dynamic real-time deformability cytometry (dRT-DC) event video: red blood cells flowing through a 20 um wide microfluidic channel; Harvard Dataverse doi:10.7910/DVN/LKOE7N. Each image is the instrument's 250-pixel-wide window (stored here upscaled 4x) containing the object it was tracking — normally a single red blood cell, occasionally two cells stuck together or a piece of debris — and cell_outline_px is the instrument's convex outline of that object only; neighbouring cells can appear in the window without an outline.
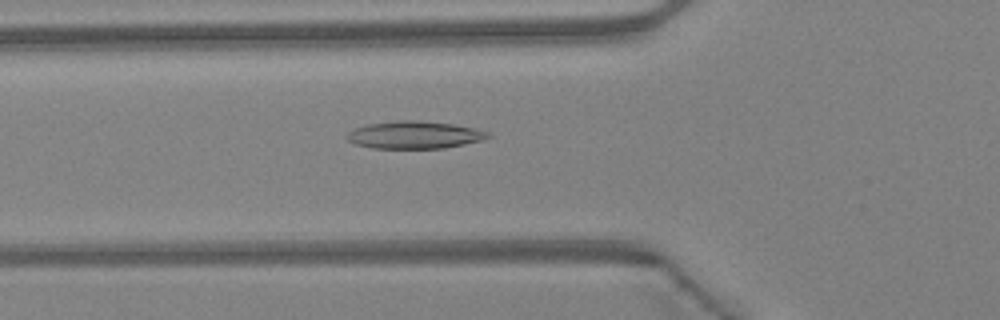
{"species": "Egyptian fruit bat (a non-hibernating species)", "species_latin": "Rousettus aegyptiacus", "temperature_condition": "warm", "stored_images_in_passage": 47, "camera_frame_rate_fps": 3000, "um_per_image_px": 0.085, "animal": {"sex": "female"}, "frame": {"image": 1, "passage_image": 17, "time_ms": 5.333, "image_size_px": [1000, 320], "cell_outline_px": [[492, 136], [480, 140], [464, 144], [444, 148], [372, 148], [356, 144], [348, 140], [344, 136], [348, 132], [356, 128], [368, 124], [396, 120], [420, 120], [452, 124], [476, 128], [488, 132]], "centroid_in_image_um": [35.22, 11.46], "position_along_channel_um": 90.6, "area_um2": 22.54}}
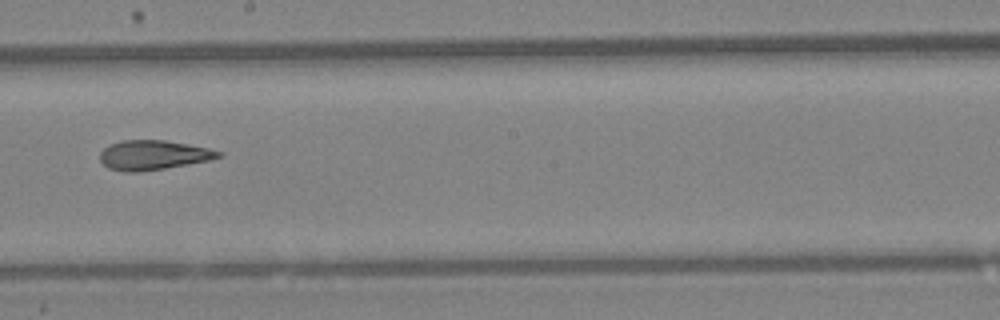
{"frame": {"image": 2, "passage_image": 27, "time_ms": 8.667, "image_size_px": [1000, 320], "cell_outline_px": [[224, 152], [220, 156], [208, 160], [164, 168], [140, 172], [128, 172], [108, 168], [100, 160], [100, 152], [104, 148], [120, 140], [164, 140], [188, 144], [208, 148]], "centroid_in_image_um": [13.0, 13.17], "position_along_channel_um": 235.2, "area_um2": 20.17}}
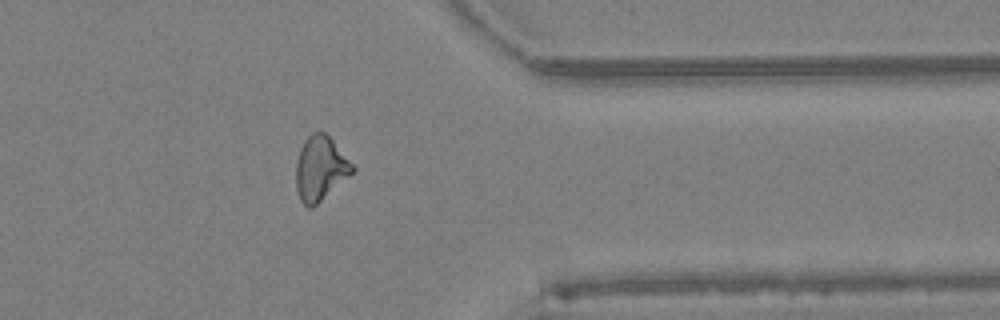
{"frame": {"image": 3, "passage_image": 38, "time_ms": 12.333, "image_size_px": [1000, 320], "cell_outline_px": [[356, 168], [352, 172], [312, 208], [308, 208], [300, 200], [296, 188], [296, 160], [300, 148], [304, 140], [312, 132], [324, 132], [332, 140]], "centroid_in_image_um": [27.18, 14.31], "position_along_channel_um": 384.2, "area_um2": 20.75}, "authors_computed_cell_mechanics": {"area_um2": 21.097, "velocity_mm_per_s": 4.3493, "shape_relaxation_time_tau1_ms": null, "shape_relaxation_time_tau2_ms": 3.787, "deformation_change_tau1": null, "deformation_change_tau2": 0.1289}}